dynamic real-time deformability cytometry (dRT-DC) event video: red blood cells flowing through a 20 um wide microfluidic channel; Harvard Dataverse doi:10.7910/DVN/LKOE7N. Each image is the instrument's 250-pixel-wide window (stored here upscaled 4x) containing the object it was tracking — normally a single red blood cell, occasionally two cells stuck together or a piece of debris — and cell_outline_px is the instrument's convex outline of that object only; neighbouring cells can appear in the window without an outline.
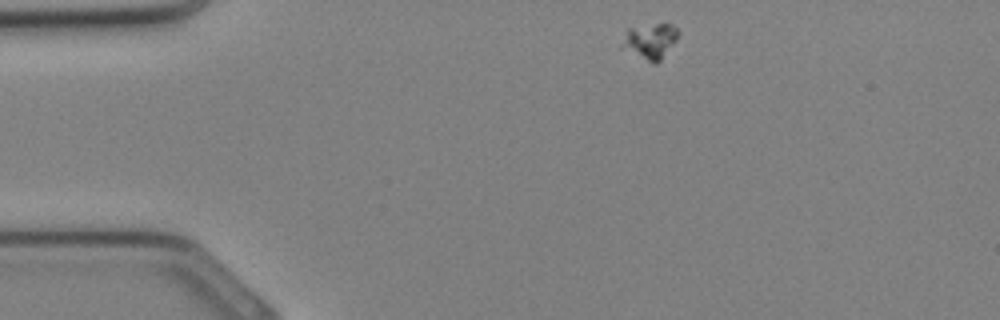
{"species": "Egyptian fruit bat (a non-hibernating species)", "species_latin": "Rousettus aegyptiacus", "temperature_condition": "cold", "stored_images_in_passage": 28, "camera_frame_rate_fps": 3000, "um_per_image_px": 0.085, "animal": {"sex": "female"}, "frame": {"image": 1, "passage_image": 1, "time_ms": 0.0, "image_size_px": [1000, 320], "cell_outline_px": [[680, 32], [676, 40], [660, 60], [656, 64], [652, 64], [620, 44], [628, 28], [656, 24], [672, 24]], "centroid_in_image_um": [55.3, 3.47], "position_along_channel_um": 29.7, "area_um2": 11.21}}
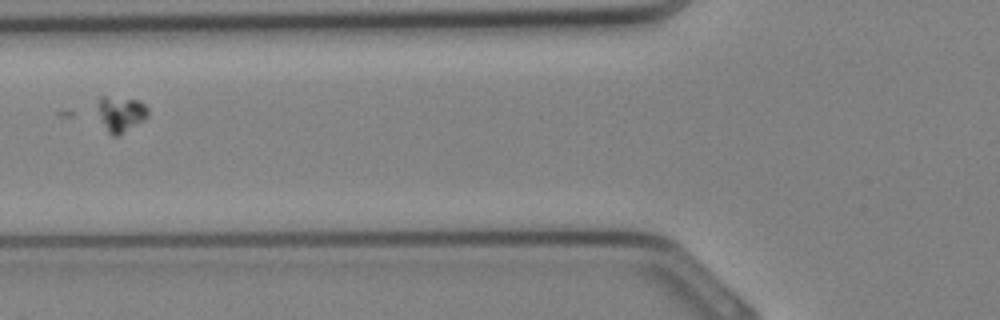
{"frame": {"image": 2, "passage_image": 8, "time_ms": 2.333, "image_size_px": [1000, 320], "cell_outline_px": [[148, 116], [144, 120], [120, 136], [112, 136], [108, 132], [96, 104], [100, 96], [104, 96], [140, 100], [148, 108]], "centroid_in_image_um": [10.3, 9.68], "position_along_channel_um": 115.5, "area_um2": 10.4}}
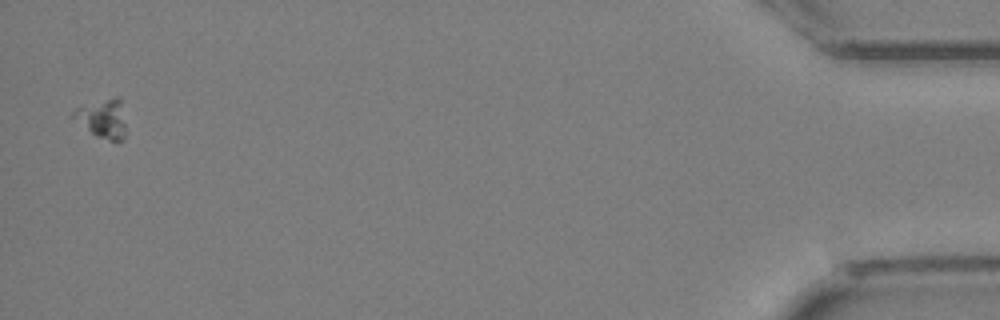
{"frame": {"image": 3, "passage_image": 28, "time_ms": 9.0, "image_size_px": [1000, 320], "cell_outline_px": [[124, 140], [116, 144], [96, 136], [68, 116], [76, 108], [116, 96], [120, 96], [124, 124]], "centroid_in_image_um": [8.7, 10.12], "position_along_channel_um": 426.5, "area_um2": 12.02}}